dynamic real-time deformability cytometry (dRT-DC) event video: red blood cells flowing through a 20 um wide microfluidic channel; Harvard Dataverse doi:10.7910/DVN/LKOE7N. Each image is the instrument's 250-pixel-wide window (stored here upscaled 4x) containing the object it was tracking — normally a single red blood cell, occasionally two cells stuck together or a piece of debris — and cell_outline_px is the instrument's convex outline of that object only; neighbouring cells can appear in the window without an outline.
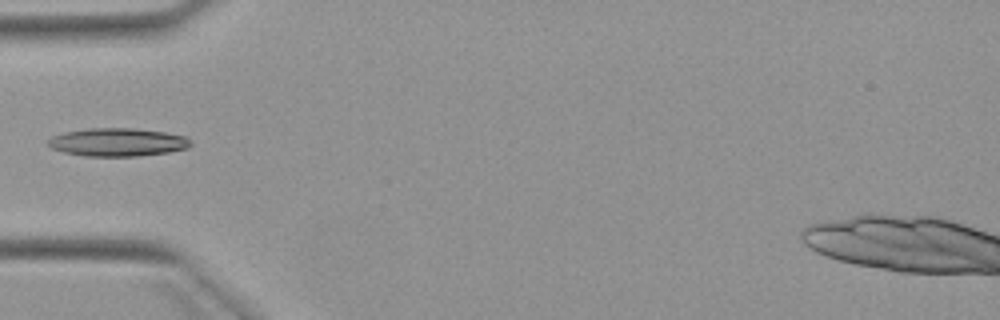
{"species": "Egyptian fruit bat (a non-hibernating species)", "species_latin": "Rousettus aegyptiacus", "temperature_condition": "warm", "stored_images_in_passage": 1, "camera_frame_rate_fps": 3000, "um_per_image_px": 0.085, "animal": {"sex": "female"}, "frame": {"image": 1, "passage_image": 1, "time_ms": 0.0, "image_size_px": [1000, 320], "cell_outline_px": [[192, 144], [188, 148], [168, 152], [140, 156], [84, 156], [64, 152], [52, 148], [48, 144], [48, 140], [52, 136], [64, 132], [88, 128], [132, 128], [164, 132], [188, 136]], "centroid_in_image_um": [10.02, 12.08], "position_along_channel_um": 75.0, "area_um2": 23.47}}